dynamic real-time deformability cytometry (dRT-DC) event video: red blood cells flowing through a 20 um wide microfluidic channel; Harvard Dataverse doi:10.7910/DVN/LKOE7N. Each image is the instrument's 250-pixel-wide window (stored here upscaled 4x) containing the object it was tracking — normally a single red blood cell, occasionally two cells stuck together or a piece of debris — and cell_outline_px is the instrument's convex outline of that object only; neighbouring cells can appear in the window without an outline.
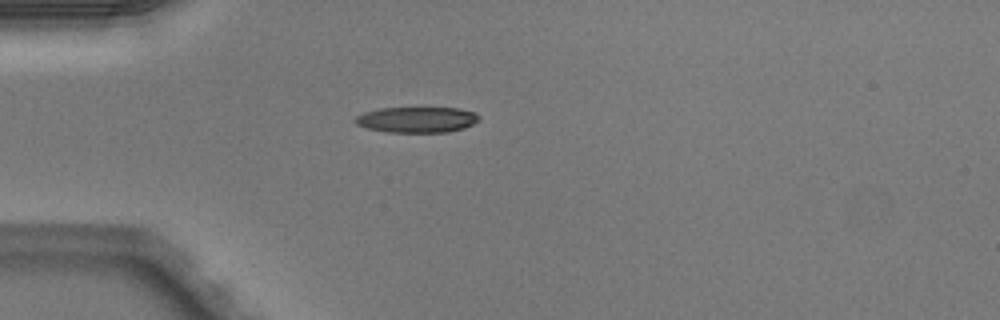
{"species": "Egyptian fruit bat (a non-hibernating species)", "species_latin": "Rousettus aegyptiacus", "temperature_condition": "warm", "stored_images_in_passage": 36, "camera_frame_rate_fps": 3000, "um_per_image_px": 0.085, "animal": {"sex": "male"}, "frame": {"image": 1, "passage_image": 1, "time_ms": 0.0, "image_size_px": [1000, 320], "cell_outline_px": [[480, 120], [464, 128], [448, 132], [388, 132], [368, 128], [356, 124], [352, 120], [356, 116], [364, 112], [380, 108], [460, 108], [476, 112], [480, 116]], "centroid_in_image_um": [35.45, 10.16], "position_along_channel_um": 49.5, "area_um2": 18.67}}
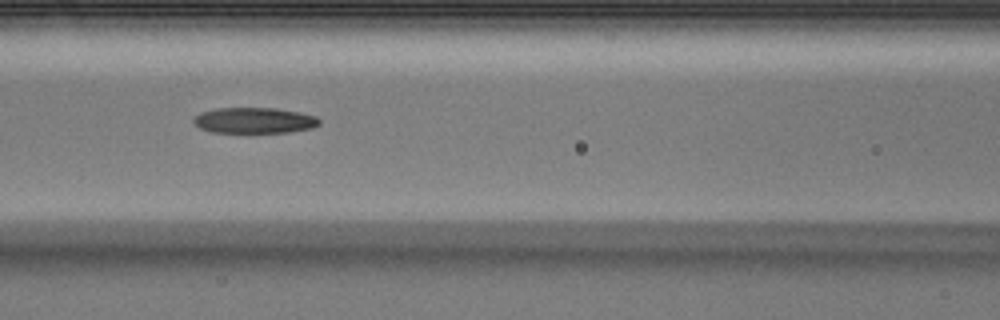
{"frame": {"image": 2, "passage_image": 9, "time_ms": 2.667, "image_size_px": [1000, 320], "cell_outline_px": [[320, 124], [312, 128], [288, 132], [212, 132], [200, 128], [192, 124], [192, 120], [200, 112], [216, 108], [276, 108], [300, 112], [316, 116], [320, 120]], "centroid_in_image_um": [21.6, 10.23], "position_along_channel_um": 145.0, "area_um2": 18.96}}
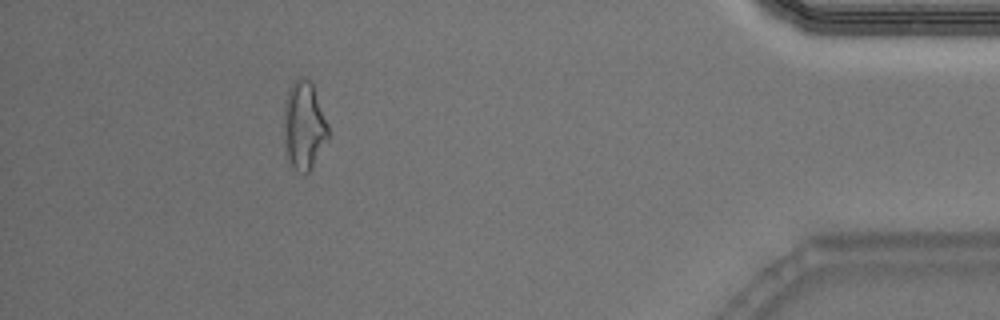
{"frame": {"image": 3, "passage_image": 32, "time_ms": 10.333, "image_size_px": [1000, 320], "cell_outline_px": [[328, 136], [308, 172], [304, 172], [296, 168], [288, 160], [284, 148], [284, 100], [292, 84], [300, 76], [308, 80], [312, 84], [328, 124]], "centroid_in_image_um": [25.8, 10.63], "position_along_channel_um": 409.4, "area_um2": 22.14}, "authors_computed_cell_mechanics": {"area_um2": 19.5942, "velocity_mm_per_s": 4.1026, "shape_relaxation_time_tau1_ms": null, "shape_relaxation_time_tau2_ms": 6.8608, "deformation_change_tau1": null, "deformation_change_tau2": 0.2024}}